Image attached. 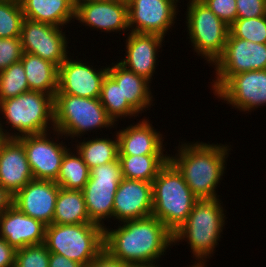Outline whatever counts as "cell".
<instances>
[{
	"label": "cell",
	"instance_id": "1",
	"mask_svg": "<svg viewBox=\"0 0 266 267\" xmlns=\"http://www.w3.org/2000/svg\"><path fill=\"white\" fill-rule=\"evenodd\" d=\"M171 246L173 233L152 215L104 228V250L130 265H157Z\"/></svg>",
	"mask_w": 266,
	"mask_h": 267
},
{
	"label": "cell",
	"instance_id": "2",
	"mask_svg": "<svg viewBox=\"0 0 266 267\" xmlns=\"http://www.w3.org/2000/svg\"><path fill=\"white\" fill-rule=\"evenodd\" d=\"M230 149L229 145L221 143L181 142L175 156L169 154V161L199 200L217 199L220 195L216 189L225 176Z\"/></svg>",
	"mask_w": 266,
	"mask_h": 267
},
{
	"label": "cell",
	"instance_id": "3",
	"mask_svg": "<svg viewBox=\"0 0 266 267\" xmlns=\"http://www.w3.org/2000/svg\"><path fill=\"white\" fill-rule=\"evenodd\" d=\"M222 203L219 198L198 200L187 220L173 233V245L183 240L190 245L196 259L193 266L207 267V259L215 253L227 219Z\"/></svg>",
	"mask_w": 266,
	"mask_h": 267
},
{
	"label": "cell",
	"instance_id": "4",
	"mask_svg": "<svg viewBox=\"0 0 266 267\" xmlns=\"http://www.w3.org/2000/svg\"><path fill=\"white\" fill-rule=\"evenodd\" d=\"M0 113L6 119L1 123L0 117V138L17 139L54 130V97L41 91L30 90L1 101ZM2 124L11 128L4 129Z\"/></svg>",
	"mask_w": 266,
	"mask_h": 267
},
{
	"label": "cell",
	"instance_id": "5",
	"mask_svg": "<svg viewBox=\"0 0 266 267\" xmlns=\"http://www.w3.org/2000/svg\"><path fill=\"white\" fill-rule=\"evenodd\" d=\"M152 195V216L157 217L172 233L187 220L199 200L169 160L152 182Z\"/></svg>",
	"mask_w": 266,
	"mask_h": 267
},
{
	"label": "cell",
	"instance_id": "6",
	"mask_svg": "<svg viewBox=\"0 0 266 267\" xmlns=\"http://www.w3.org/2000/svg\"><path fill=\"white\" fill-rule=\"evenodd\" d=\"M118 124L108 116L100 98L77 97L69 94L54 96V130L60 132L64 138L70 137L74 140L80 136L81 139L92 130V132L102 131V128L110 130L114 126L117 129Z\"/></svg>",
	"mask_w": 266,
	"mask_h": 267
},
{
	"label": "cell",
	"instance_id": "7",
	"mask_svg": "<svg viewBox=\"0 0 266 267\" xmlns=\"http://www.w3.org/2000/svg\"><path fill=\"white\" fill-rule=\"evenodd\" d=\"M44 244L57 253L86 266L104 250V228L95 223L50 224Z\"/></svg>",
	"mask_w": 266,
	"mask_h": 267
},
{
	"label": "cell",
	"instance_id": "8",
	"mask_svg": "<svg viewBox=\"0 0 266 267\" xmlns=\"http://www.w3.org/2000/svg\"><path fill=\"white\" fill-rule=\"evenodd\" d=\"M186 11V29L193 50L213 66L224 51L229 26L200 0H189Z\"/></svg>",
	"mask_w": 266,
	"mask_h": 267
},
{
	"label": "cell",
	"instance_id": "9",
	"mask_svg": "<svg viewBox=\"0 0 266 267\" xmlns=\"http://www.w3.org/2000/svg\"><path fill=\"white\" fill-rule=\"evenodd\" d=\"M122 179L119 159L90 169V178L82 192L91 222L105 228L104 221L113 218L114 197Z\"/></svg>",
	"mask_w": 266,
	"mask_h": 267
},
{
	"label": "cell",
	"instance_id": "10",
	"mask_svg": "<svg viewBox=\"0 0 266 267\" xmlns=\"http://www.w3.org/2000/svg\"><path fill=\"white\" fill-rule=\"evenodd\" d=\"M213 82L215 94L232 76L246 71L266 70V44L234 37L230 32L222 55L215 61Z\"/></svg>",
	"mask_w": 266,
	"mask_h": 267
},
{
	"label": "cell",
	"instance_id": "11",
	"mask_svg": "<svg viewBox=\"0 0 266 267\" xmlns=\"http://www.w3.org/2000/svg\"><path fill=\"white\" fill-rule=\"evenodd\" d=\"M50 133H54L53 135L57 137L52 139L49 137ZM59 137L62 139L64 136L57 130H53V132L17 138L25 149L34 179L56 181L63 156L70 148L63 140L58 142Z\"/></svg>",
	"mask_w": 266,
	"mask_h": 267
},
{
	"label": "cell",
	"instance_id": "12",
	"mask_svg": "<svg viewBox=\"0 0 266 267\" xmlns=\"http://www.w3.org/2000/svg\"><path fill=\"white\" fill-rule=\"evenodd\" d=\"M63 31L61 27L24 18L20 34L23 53L39 56L59 68L71 54L67 48L69 38Z\"/></svg>",
	"mask_w": 266,
	"mask_h": 267
},
{
	"label": "cell",
	"instance_id": "13",
	"mask_svg": "<svg viewBox=\"0 0 266 267\" xmlns=\"http://www.w3.org/2000/svg\"><path fill=\"white\" fill-rule=\"evenodd\" d=\"M126 1L130 32L156 34L164 38L167 32H171L179 12L178 4L173 0Z\"/></svg>",
	"mask_w": 266,
	"mask_h": 267
},
{
	"label": "cell",
	"instance_id": "14",
	"mask_svg": "<svg viewBox=\"0 0 266 267\" xmlns=\"http://www.w3.org/2000/svg\"><path fill=\"white\" fill-rule=\"evenodd\" d=\"M214 95L240 112L248 113L266 106V70L238 73Z\"/></svg>",
	"mask_w": 266,
	"mask_h": 267
},
{
	"label": "cell",
	"instance_id": "15",
	"mask_svg": "<svg viewBox=\"0 0 266 267\" xmlns=\"http://www.w3.org/2000/svg\"><path fill=\"white\" fill-rule=\"evenodd\" d=\"M68 56L58 68V90L56 94L77 97L100 98L102 83L108 74V65L94 68L81 59ZM88 63V64H87Z\"/></svg>",
	"mask_w": 266,
	"mask_h": 267
},
{
	"label": "cell",
	"instance_id": "16",
	"mask_svg": "<svg viewBox=\"0 0 266 267\" xmlns=\"http://www.w3.org/2000/svg\"><path fill=\"white\" fill-rule=\"evenodd\" d=\"M75 20L101 32L129 31L126 0H98L75 7Z\"/></svg>",
	"mask_w": 266,
	"mask_h": 267
},
{
	"label": "cell",
	"instance_id": "17",
	"mask_svg": "<svg viewBox=\"0 0 266 267\" xmlns=\"http://www.w3.org/2000/svg\"><path fill=\"white\" fill-rule=\"evenodd\" d=\"M152 183L123 178L115 193L113 220L118 223L152 215Z\"/></svg>",
	"mask_w": 266,
	"mask_h": 267
},
{
	"label": "cell",
	"instance_id": "18",
	"mask_svg": "<svg viewBox=\"0 0 266 267\" xmlns=\"http://www.w3.org/2000/svg\"><path fill=\"white\" fill-rule=\"evenodd\" d=\"M59 188L55 181L32 179L14 195V206L48 226L53 221Z\"/></svg>",
	"mask_w": 266,
	"mask_h": 267
},
{
	"label": "cell",
	"instance_id": "19",
	"mask_svg": "<svg viewBox=\"0 0 266 267\" xmlns=\"http://www.w3.org/2000/svg\"><path fill=\"white\" fill-rule=\"evenodd\" d=\"M129 34V35H128ZM164 37L147 33H127L125 58L118 62L126 69L142 76L150 83L156 71L158 52L164 43Z\"/></svg>",
	"mask_w": 266,
	"mask_h": 267
},
{
	"label": "cell",
	"instance_id": "20",
	"mask_svg": "<svg viewBox=\"0 0 266 267\" xmlns=\"http://www.w3.org/2000/svg\"><path fill=\"white\" fill-rule=\"evenodd\" d=\"M46 225L12 206L0 214V237L15 250L44 243Z\"/></svg>",
	"mask_w": 266,
	"mask_h": 267
},
{
	"label": "cell",
	"instance_id": "21",
	"mask_svg": "<svg viewBox=\"0 0 266 267\" xmlns=\"http://www.w3.org/2000/svg\"><path fill=\"white\" fill-rule=\"evenodd\" d=\"M32 179L23 145L17 139L0 138V185L15 195Z\"/></svg>",
	"mask_w": 266,
	"mask_h": 267
},
{
	"label": "cell",
	"instance_id": "22",
	"mask_svg": "<svg viewBox=\"0 0 266 267\" xmlns=\"http://www.w3.org/2000/svg\"><path fill=\"white\" fill-rule=\"evenodd\" d=\"M146 118L116 131L119 155H169L164 154V137Z\"/></svg>",
	"mask_w": 266,
	"mask_h": 267
},
{
	"label": "cell",
	"instance_id": "23",
	"mask_svg": "<svg viewBox=\"0 0 266 267\" xmlns=\"http://www.w3.org/2000/svg\"><path fill=\"white\" fill-rule=\"evenodd\" d=\"M108 75L121 87L122 98L138 114L153 106L151 84L148 80L126 69L118 60L108 65Z\"/></svg>",
	"mask_w": 266,
	"mask_h": 267
},
{
	"label": "cell",
	"instance_id": "24",
	"mask_svg": "<svg viewBox=\"0 0 266 267\" xmlns=\"http://www.w3.org/2000/svg\"><path fill=\"white\" fill-rule=\"evenodd\" d=\"M20 4L24 18L32 21L65 29V25L75 20V7L71 0H20Z\"/></svg>",
	"mask_w": 266,
	"mask_h": 267
},
{
	"label": "cell",
	"instance_id": "25",
	"mask_svg": "<svg viewBox=\"0 0 266 267\" xmlns=\"http://www.w3.org/2000/svg\"><path fill=\"white\" fill-rule=\"evenodd\" d=\"M29 90L55 96L58 90V67L39 56L23 53L21 58Z\"/></svg>",
	"mask_w": 266,
	"mask_h": 267
},
{
	"label": "cell",
	"instance_id": "26",
	"mask_svg": "<svg viewBox=\"0 0 266 267\" xmlns=\"http://www.w3.org/2000/svg\"><path fill=\"white\" fill-rule=\"evenodd\" d=\"M53 224H85L90 221L82 191L59 188Z\"/></svg>",
	"mask_w": 266,
	"mask_h": 267
},
{
	"label": "cell",
	"instance_id": "27",
	"mask_svg": "<svg viewBox=\"0 0 266 267\" xmlns=\"http://www.w3.org/2000/svg\"><path fill=\"white\" fill-rule=\"evenodd\" d=\"M123 178L153 182L169 155H119Z\"/></svg>",
	"mask_w": 266,
	"mask_h": 267
},
{
	"label": "cell",
	"instance_id": "28",
	"mask_svg": "<svg viewBox=\"0 0 266 267\" xmlns=\"http://www.w3.org/2000/svg\"><path fill=\"white\" fill-rule=\"evenodd\" d=\"M114 138H98L96 136V138L92 137V139L89 138V140H87L88 138H84L82 142H78L77 139L74 147L89 169H92L96 166L111 163L119 159L117 135L116 137L114 135ZM77 142L79 144H77Z\"/></svg>",
	"mask_w": 266,
	"mask_h": 267
},
{
	"label": "cell",
	"instance_id": "29",
	"mask_svg": "<svg viewBox=\"0 0 266 267\" xmlns=\"http://www.w3.org/2000/svg\"><path fill=\"white\" fill-rule=\"evenodd\" d=\"M89 178V167L76 149L69 148L63 156L55 182L65 189L82 191Z\"/></svg>",
	"mask_w": 266,
	"mask_h": 267
},
{
	"label": "cell",
	"instance_id": "30",
	"mask_svg": "<svg viewBox=\"0 0 266 267\" xmlns=\"http://www.w3.org/2000/svg\"><path fill=\"white\" fill-rule=\"evenodd\" d=\"M100 101L115 124L120 119L139 116L126 99L122 98L121 87L108 74L102 83Z\"/></svg>",
	"mask_w": 266,
	"mask_h": 267
},
{
	"label": "cell",
	"instance_id": "31",
	"mask_svg": "<svg viewBox=\"0 0 266 267\" xmlns=\"http://www.w3.org/2000/svg\"><path fill=\"white\" fill-rule=\"evenodd\" d=\"M30 91L21 60L0 72V102Z\"/></svg>",
	"mask_w": 266,
	"mask_h": 267
},
{
	"label": "cell",
	"instance_id": "32",
	"mask_svg": "<svg viewBox=\"0 0 266 267\" xmlns=\"http://www.w3.org/2000/svg\"><path fill=\"white\" fill-rule=\"evenodd\" d=\"M23 20L20 2L0 0V38H20Z\"/></svg>",
	"mask_w": 266,
	"mask_h": 267
},
{
	"label": "cell",
	"instance_id": "33",
	"mask_svg": "<svg viewBox=\"0 0 266 267\" xmlns=\"http://www.w3.org/2000/svg\"><path fill=\"white\" fill-rule=\"evenodd\" d=\"M229 29V32L236 38L266 44V15L249 19L237 18Z\"/></svg>",
	"mask_w": 266,
	"mask_h": 267
},
{
	"label": "cell",
	"instance_id": "34",
	"mask_svg": "<svg viewBox=\"0 0 266 267\" xmlns=\"http://www.w3.org/2000/svg\"><path fill=\"white\" fill-rule=\"evenodd\" d=\"M50 252L44 243L17 249L14 267H48Z\"/></svg>",
	"mask_w": 266,
	"mask_h": 267
},
{
	"label": "cell",
	"instance_id": "35",
	"mask_svg": "<svg viewBox=\"0 0 266 267\" xmlns=\"http://www.w3.org/2000/svg\"><path fill=\"white\" fill-rule=\"evenodd\" d=\"M22 55L20 38H0V72L20 61Z\"/></svg>",
	"mask_w": 266,
	"mask_h": 267
},
{
	"label": "cell",
	"instance_id": "36",
	"mask_svg": "<svg viewBox=\"0 0 266 267\" xmlns=\"http://www.w3.org/2000/svg\"><path fill=\"white\" fill-rule=\"evenodd\" d=\"M230 26L237 19L236 0H200Z\"/></svg>",
	"mask_w": 266,
	"mask_h": 267
},
{
	"label": "cell",
	"instance_id": "37",
	"mask_svg": "<svg viewBox=\"0 0 266 267\" xmlns=\"http://www.w3.org/2000/svg\"><path fill=\"white\" fill-rule=\"evenodd\" d=\"M237 18H256L266 15V0H236Z\"/></svg>",
	"mask_w": 266,
	"mask_h": 267
},
{
	"label": "cell",
	"instance_id": "38",
	"mask_svg": "<svg viewBox=\"0 0 266 267\" xmlns=\"http://www.w3.org/2000/svg\"><path fill=\"white\" fill-rule=\"evenodd\" d=\"M131 265L112 257L107 251L103 250L85 267H130Z\"/></svg>",
	"mask_w": 266,
	"mask_h": 267
},
{
	"label": "cell",
	"instance_id": "39",
	"mask_svg": "<svg viewBox=\"0 0 266 267\" xmlns=\"http://www.w3.org/2000/svg\"><path fill=\"white\" fill-rule=\"evenodd\" d=\"M16 250L0 237V267H14Z\"/></svg>",
	"mask_w": 266,
	"mask_h": 267
},
{
	"label": "cell",
	"instance_id": "40",
	"mask_svg": "<svg viewBox=\"0 0 266 267\" xmlns=\"http://www.w3.org/2000/svg\"><path fill=\"white\" fill-rule=\"evenodd\" d=\"M48 267H85L77 261L70 260L63 255L50 253Z\"/></svg>",
	"mask_w": 266,
	"mask_h": 267
},
{
	"label": "cell",
	"instance_id": "41",
	"mask_svg": "<svg viewBox=\"0 0 266 267\" xmlns=\"http://www.w3.org/2000/svg\"><path fill=\"white\" fill-rule=\"evenodd\" d=\"M14 205V195L0 185V214Z\"/></svg>",
	"mask_w": 266,
	"mask_h": 267
},
{
	"label": "cell",
	"instance_id": "42",
	"mask_svg": "<svg viewBox=\"0 0 266 267\" xmlns=\"http://www.w3.org/2000/svg\"><path fill=\"white\" fill-rule=\"evenodd\" d=\"M74 7L80 5V4H83V3H86V2H91V1H98V0H71Z\"/></svg>",
	"mask_w": 266,
	"mask_h": 267
},
{
	"label": "cell",
	"instance_id": "43",
	"mask_svg": "<svg viewBox=\"0 0 266 267\" xmlns=\"http://www.w3.org/2000/svg\"><path fill=\"white\" fill-rule=\"evenodd\" d=\"M130 267H161L158 265H131Z\"/></svg>",
	"mask_w": 266,
	"mask_h": 267
},
{
	"label": "cell",
	"instance_id": "44",
	"mask_svg": "<svg viewBox=\"0 0 266 267\" xmlns=\"http://www.w3.org/2000/svg\"><path fill=\"white\" fill-rule=\"evenodd\" d=\"M173 1H174L175 3H178V2L181 3L180 0H173Z\"/></svg>",
	"mask_w": 266,
	"mask_h": 267
}]
</instances>
